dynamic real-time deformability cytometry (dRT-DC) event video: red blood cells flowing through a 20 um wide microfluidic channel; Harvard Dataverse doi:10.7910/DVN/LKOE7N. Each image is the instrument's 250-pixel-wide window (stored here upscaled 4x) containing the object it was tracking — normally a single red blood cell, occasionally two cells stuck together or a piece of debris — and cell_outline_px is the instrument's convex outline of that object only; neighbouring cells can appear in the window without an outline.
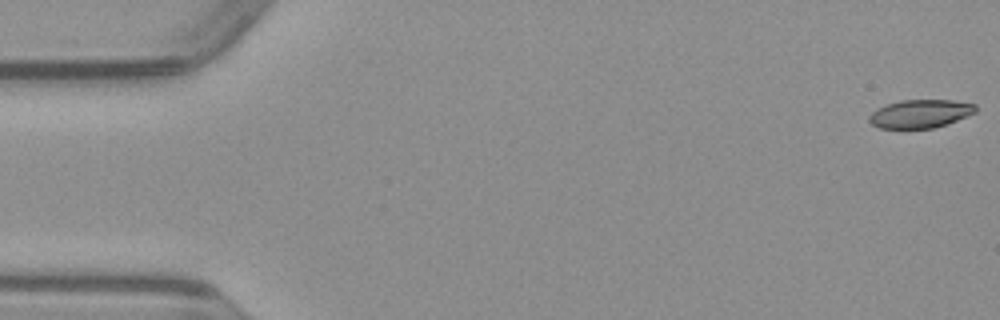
{"species": "common noctule bat (a hibernating species)", "species_latin": "Nyctalus noctula", "temperature_condition": "warm", "stored_images_in_passage": 52, "camera_frame_rate_fps": 3000, "um_per_image_px": 0.085, "animal": {"sex": "male", "body_mass_g": 23.1, "forearm_length_mm": 52.7}, "frame": {"image": 1, "passage_image": 1, "time_ms": 0.0, "image_size_px": [1000, 320], "cell_outline_px": [[976, 112], [956, 120], [932, 128], [880, 128], [872, 124], [868, 120], [868, 116], [876, 108], [900, 100], [952, 100], [976, 104]], "centroid_in_image_um": [78.19, 9.66], "position_along_channel_um": 6.8, "area_um2": 17.4}}
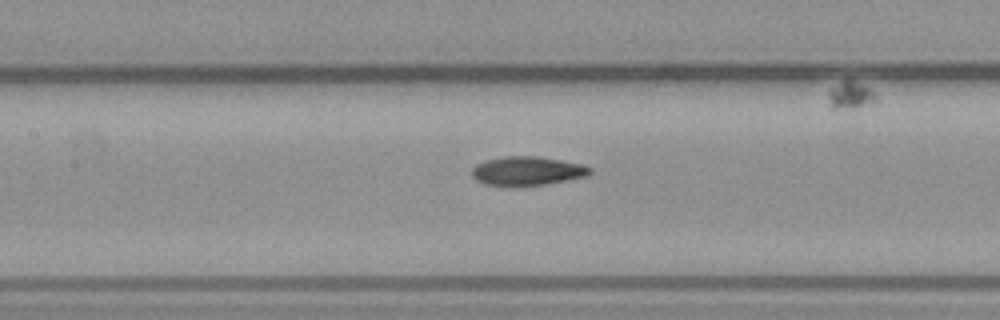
{"frame": {"image": 2, "passage_image": 23, "time_ms": 7.333, "image_size_px": [1000, 320], "cell_outline_px": [[592, 172], [588, 176], [544, 184], [484, 184], [476, 180], [472, 176], [472, 168], [476, 164], [488, 160], [504, 156], [536, 156], [584, 164], [592, 168]], "centroid_in_image_um": [44.85, 14.5], "position_along_channel_um": 162.5, "area_um2": 19.42}}
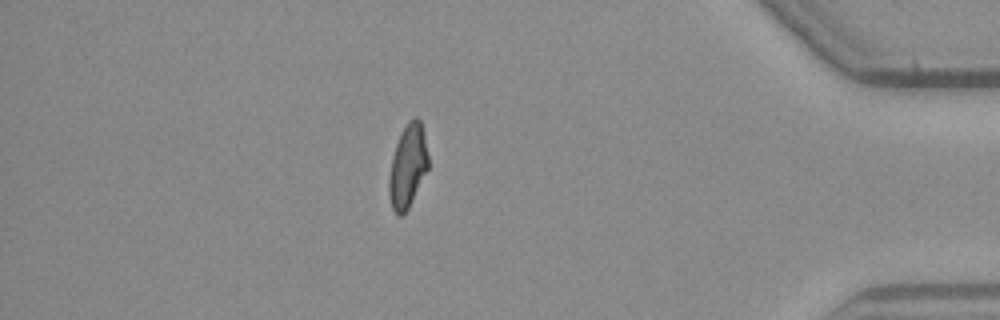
{"frame": {"image": 3, "passage_image": 44, "time_ms": 14.333, "image_size_px": [1000, 320], "cell_outline_px": [[428, 168], [408, 208], [400, 216], [396, 216], [392, 208], [388, 192], [388, 180], [392, 156], [400, 132], [408, 120], [416, 116], [420, 120], [424, 136], [428, 156]], "centroid_in_image_um": [34.63, 14.11], "position_along_channel_um": 400.6, "area_um2": 18.96}}